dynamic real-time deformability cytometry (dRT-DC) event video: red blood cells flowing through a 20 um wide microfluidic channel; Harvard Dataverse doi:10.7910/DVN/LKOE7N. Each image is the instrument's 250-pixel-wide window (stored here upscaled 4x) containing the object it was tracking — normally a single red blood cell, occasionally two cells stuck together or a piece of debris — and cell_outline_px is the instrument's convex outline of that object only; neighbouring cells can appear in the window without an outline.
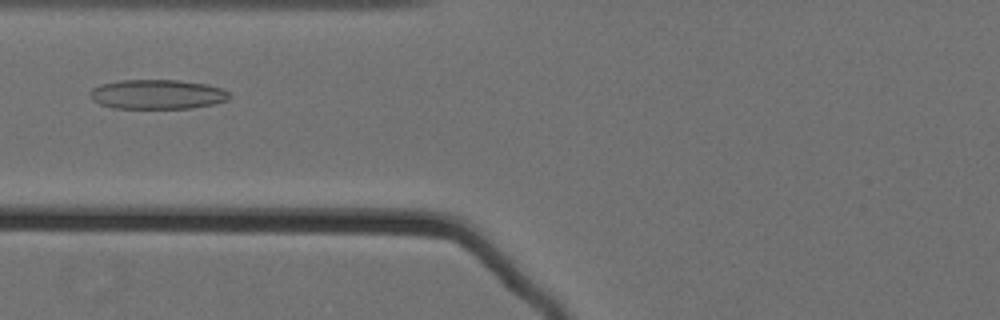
{"species": "Egyptian fruit bat (a non-hibernating species)", "species_latin": "Rousettus aegyptiacus", "temperature_condition": "cold", "stored_images_in_passage": 49, "camera_frame_rate_fps": 3000, "um_per_image_px": 0.085, "animal": {"sex": "female"}, "frame": {"image": 1, "passage_image": 20, "time_ms": 6.333, "image_size_px": [1000, 320], "cell_outline_px": [[232, 96], [228, 100], [212, 104], [192, 108], [112, 108], [100, 104], [92, 100], [88, 92], [92, 88], [100, 84], [120, 80], [180, 80], [204, 84], [220, 88], [228, 92]], "centroid_in_image_um": [13.33, 8.02], "position_along_channel_um": 112.5, "area_um2": 24.04}}
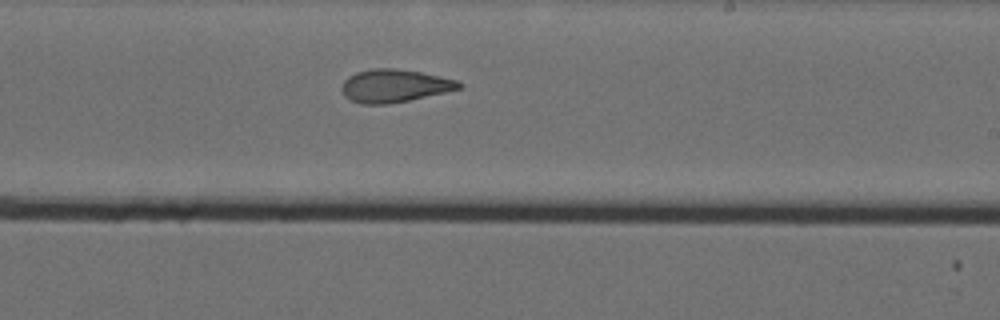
{"frame": {"image": 2, "passage_image": 32, "time_ms": 10.333, "image_size_px": [1000, 320], "cell_outline_px": [[464, 88], [408, 100], [388, 104], [360, 104], [348, 100], [344, 96], [340, 88], [344, 80], [348, 76], [356, 72], [372, 68], [392, 68], [420, 72], [460, 80], [464, 84]], "centroid_in_image_um": [33.52, 7.29], "position_along_channel_um": 255.5, "area_um2": 22.77}}
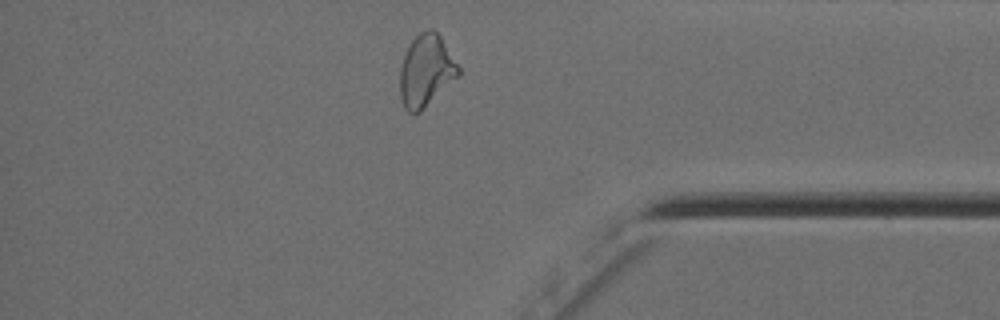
{"frame": {"image": 3, "passage_image": 45, "time_ms": 14.667, "image_size_px": [1000, 320], "cell_outline_px": [[460, 76], [420, 112], [408, 112], [404, 108], [400, 96], [400, 68], [404, 56], [412, 40], [420, 32], [432, 28], [440, 36], [460, 68]], "centroid_in_image_um": [36.22, 6.03], "position_along_channel_um": 399.0, "area_um2": 24.39}, "authors_computed_cell_mechanics": {"area_um2": 23.7558, "velocity_mm_per_s": 3.5704, "shape_relaxation_time_tau1_ms": 7.7538, "shape_relaxation_time_tau2_ms": 2.4003, "deformation_change_tau1": 0.1901, "deformation_change_tau2": 0.0982}}